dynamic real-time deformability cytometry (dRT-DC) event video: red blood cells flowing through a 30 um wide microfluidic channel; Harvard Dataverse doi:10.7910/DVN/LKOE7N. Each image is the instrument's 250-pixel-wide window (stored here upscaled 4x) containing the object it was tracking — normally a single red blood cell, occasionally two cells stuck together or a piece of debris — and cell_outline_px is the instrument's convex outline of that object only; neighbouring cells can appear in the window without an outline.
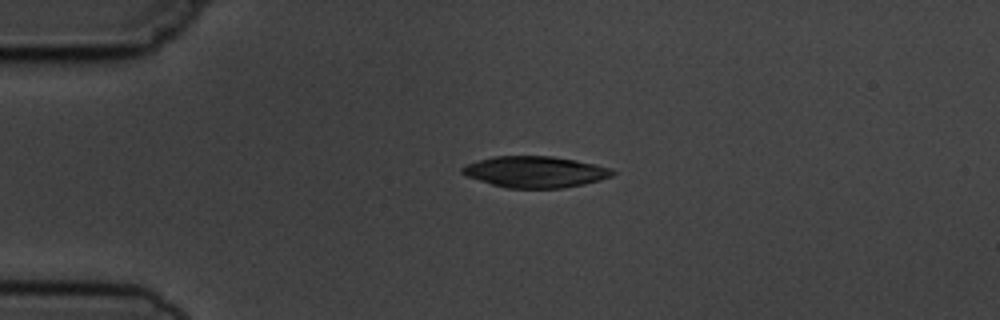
{"species": "common noctule bat (a hibernating species)", "species_latin": "Nyctalus noctula", "temperature_condition": "cold", "stored_images_in_passage": 1, "camera_frame_rate_fps": 3000, "um_per_image_px": 0.085, "animal": {"sex": "male", "body_mass_g": 19.5, "forearm_length_mm": 54.6}, "frame": {"image": 1, "passage_image": 1, "time_ms": 0.0, "image_size_px": [1000, 320], "cell_outline_px": [[616, 172], [612, 176], [600, 180], [584, 184], [564, 188], [508, 188], [492, 184], [468, 176], [460, 172], [460, 168], [468, 164], [480, 160], [496, 156], [552, 156], [576, 160], [596, 164], [612, 168]], "centroid_in_image_um": [45.55, 14.61], "position_along_channel_um": 39.5, "area_um2": 27.28}}